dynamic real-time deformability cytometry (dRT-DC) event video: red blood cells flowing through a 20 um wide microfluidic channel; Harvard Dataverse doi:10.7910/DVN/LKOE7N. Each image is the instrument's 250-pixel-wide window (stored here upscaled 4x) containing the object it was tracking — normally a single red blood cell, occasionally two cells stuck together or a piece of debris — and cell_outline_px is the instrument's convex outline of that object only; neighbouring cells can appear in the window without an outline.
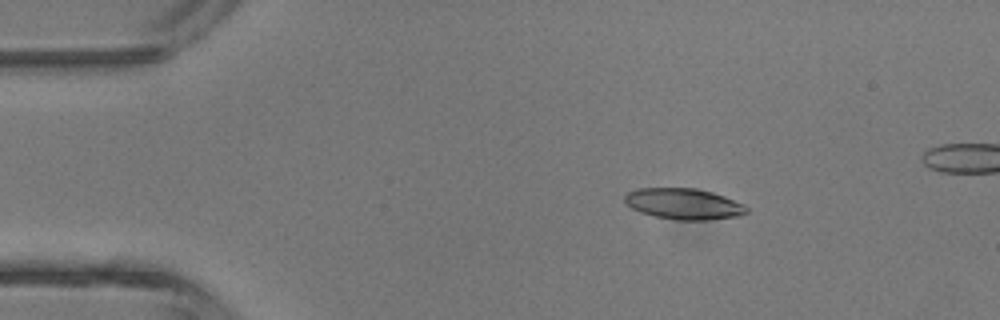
{"species": "common noctule bat (a hibernating species)", "species_latin": "Nyctalus noctula", "temperature_condition": "room temperature", "stored_images_in_passage": 5, "camera_frame_rate_fps": 3000, "um_per_image_px": 0.085, "animal": {"sex": "male", "body_mass_g": 13.3}, "frame": {"image": 1, "passage_image": 3, "time_ms": 2.333, "image_size_px": [1000, 320], "cell_outline_px": [[748, 212], [736, 216], [708, 220], [676, 220], [656, 216], [640, 212], [632, 208], [624, 200], [624, 196], [628, 192], [636, 188], [696, 188], [712, 192], [724, 196], [744, 204], [748, 208]], "centroid_in_image_um": [58.11, 17.32], "position_along_channel_um": 26.9, "area_um2": 21.96}}